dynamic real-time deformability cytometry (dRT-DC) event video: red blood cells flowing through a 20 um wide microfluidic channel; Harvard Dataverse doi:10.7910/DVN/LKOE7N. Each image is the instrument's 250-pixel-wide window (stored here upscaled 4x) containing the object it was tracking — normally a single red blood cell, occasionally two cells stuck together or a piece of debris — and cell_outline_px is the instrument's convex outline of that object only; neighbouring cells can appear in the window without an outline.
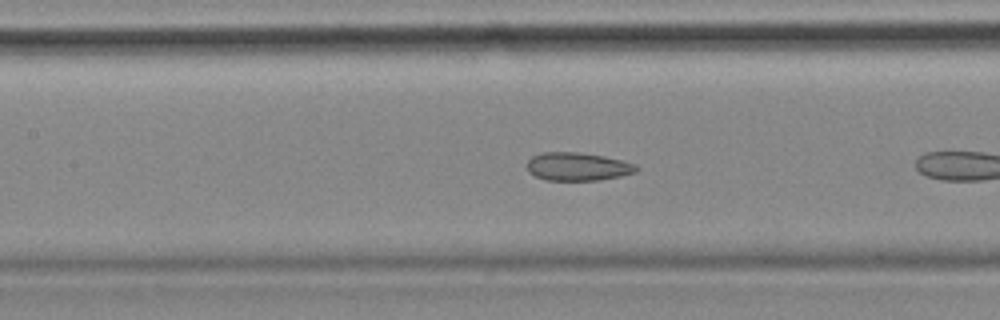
{"species": "common noctule bat (a hibernating species)", "species_latin": "Nyctalus noctula", "temperature_condition": "cold", "stored_images_in_passage": 11, "camera_frame_rate_fps": 3000, "um_per_image_px": 0.085, "animal": {"sex": "female", "body_mass_g": 18.4}, "frame": {"image": 1, "passage_image": 10, "time_ms": 3.0, "image_size_px": [1000, 320], "cell_outline_px": [[640, 168], [636, 172], [620, 176], [600, 180], [548, 180], [536, 176], [528, 172], [528, 160], [532, 156], [544, 152], [576, 152], [604, 156], [636, 164]], "centroid_in_image_um": [49.12, 14.16], "position_along_channel_um": 158.3, "area_um2": 17.86}}